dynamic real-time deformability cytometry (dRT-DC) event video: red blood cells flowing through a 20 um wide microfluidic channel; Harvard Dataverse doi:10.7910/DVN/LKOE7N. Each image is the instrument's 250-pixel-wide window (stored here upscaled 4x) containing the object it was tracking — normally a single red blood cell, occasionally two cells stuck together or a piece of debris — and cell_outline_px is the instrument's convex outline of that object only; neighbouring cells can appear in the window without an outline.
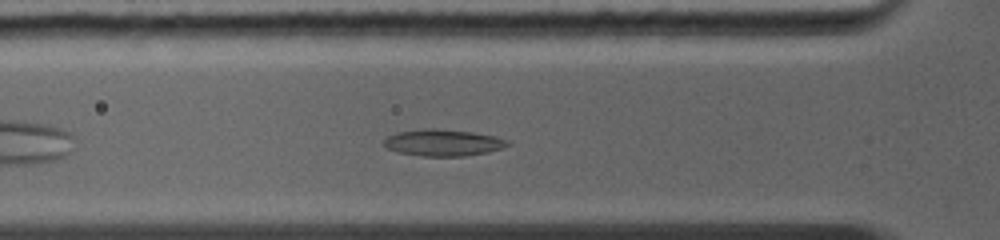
{"species": "common noctule bat (a hibernating species)", "species_latin": "Nyctalus noctula", "temperature_condition": "warm", "stored_images_in_passage": 18, "camera_frame_rate_fps": 5000, "um_per_image_px": 0.085, "animal": {"sex": "female", "body_mass_g": 19.0, "forearm_length_mm": 56.7}, "frame": {"image": 1, "passage_image": 13, "time_ms": 3.0, "image_size_px": [1000, 240], "cell_outline_px": [[512, 144], [488, 152], [464, 156], [424, 156], [400, 152], [388, 148], [384, 144], [384, 140], [388, 136], [396, 132], [424, 128], [432, 128], [472, 132], [496, 136], [508, 140]], "centroid_in_image_um": [37.69, 12.12], "position_along_channel_um": 88.1, "area_um2": 19.07}}
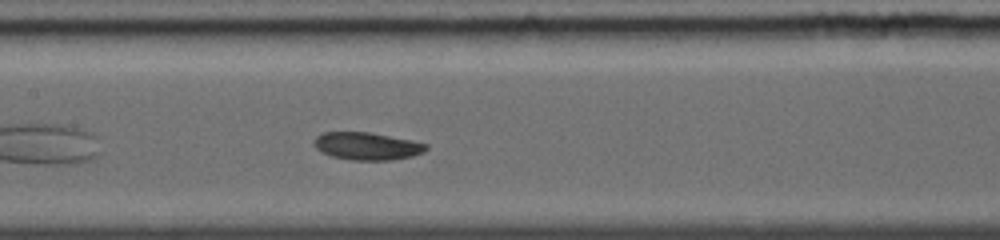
{"frame": {"image": 2, "passage_image": 18, "time_ms": 5.0, "image_size_px": [1000, 240], "cell_outline_px": [[428, 148], [424, 152], [412, 156], [392, 160], [348, 160], [332, 156], [320, 152], [312, 144], [312, 140], [316, 136], [324, 132], [368, 132], [412, 140], [428, 144]], "centroid_in_image_um": [31.17, 12.42], "position_along_channel_um": 176.2, "area_um2": 18.21}}